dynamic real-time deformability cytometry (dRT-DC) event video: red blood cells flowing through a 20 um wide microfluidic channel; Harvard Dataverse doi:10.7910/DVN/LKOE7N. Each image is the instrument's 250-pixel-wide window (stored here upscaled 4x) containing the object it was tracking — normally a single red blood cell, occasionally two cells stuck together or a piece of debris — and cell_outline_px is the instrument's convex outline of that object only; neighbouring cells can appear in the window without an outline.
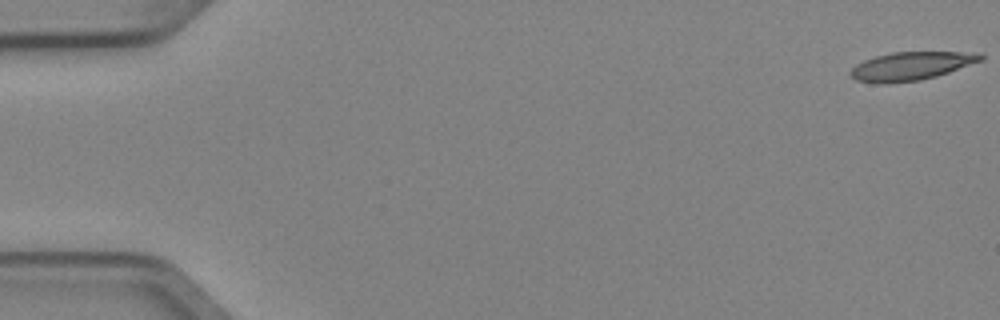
{"species": "Egyptian fruit bat (a non-hibernating species)", "species_latin": "Rousettus aegyptiacus", "temperature_condition": "cold", "stored_images_in_passage": 5, "camera_frame_rate_fps": 3000, "um_per_image_px": 0.085, "animal": {"sex": "female"}, "frame": {"image": 1, "passage_image": 1, "time_ms": 0.0, "image_size_px": [1000, 320], "cell_outline_px": [[984, 60], [936, 76], [920, 80], [884, 84], [856, 80], [848, 72], [856, 64], [864, 60], [876, 56], [892, 52], [960, 52], [984, 56]], "centroid_in_image_um": [77.39, 5.62], "position_along_channel_um": 7.6, "area_um2": 21.21}}